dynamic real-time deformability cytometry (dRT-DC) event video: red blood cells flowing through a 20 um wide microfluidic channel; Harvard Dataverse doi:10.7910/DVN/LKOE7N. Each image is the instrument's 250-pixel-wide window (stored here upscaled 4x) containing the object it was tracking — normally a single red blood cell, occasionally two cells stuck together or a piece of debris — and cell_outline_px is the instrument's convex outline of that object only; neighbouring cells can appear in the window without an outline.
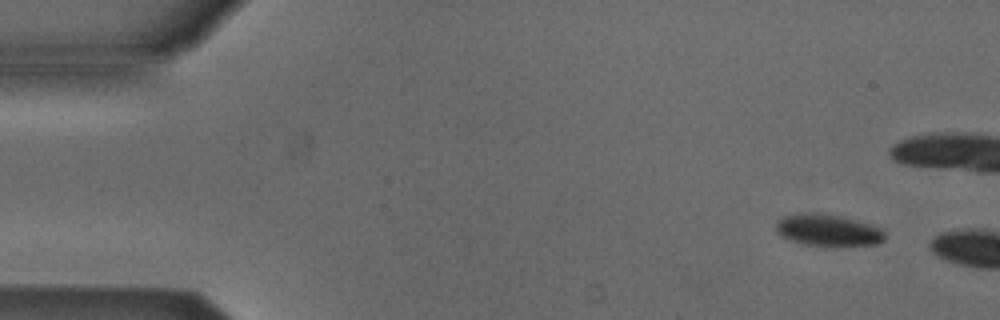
{"species": "Egyptian fruit bat (a non-hibernating species)", "species_latin": "Rousettus aegyptiacus", "temperature_condition": "cold", "stored_images_in_passage": 4, "camera_frame_rate_fps": 3000, "um_per_image_px": 0.085, "animal": {"sex": "male"}, "frame": {"image": 1, "passage_image": 1, "time_ms": 0.0, "image_size_px": [1000, 320], "cell_outline_px": [[884, 240], [880, 244], [836, 248], [804, 244], [788, 240], [780, 236], [776, 232], [776, 224], [784, 216], [800, 212], [812, 212], [840, 216], [856, 220], [880, 228], [884, 232]], "centroid_in_image_um": [70.38, 19.6], "position_along_channel_um": 14.6, "area_um2": 20.75}}